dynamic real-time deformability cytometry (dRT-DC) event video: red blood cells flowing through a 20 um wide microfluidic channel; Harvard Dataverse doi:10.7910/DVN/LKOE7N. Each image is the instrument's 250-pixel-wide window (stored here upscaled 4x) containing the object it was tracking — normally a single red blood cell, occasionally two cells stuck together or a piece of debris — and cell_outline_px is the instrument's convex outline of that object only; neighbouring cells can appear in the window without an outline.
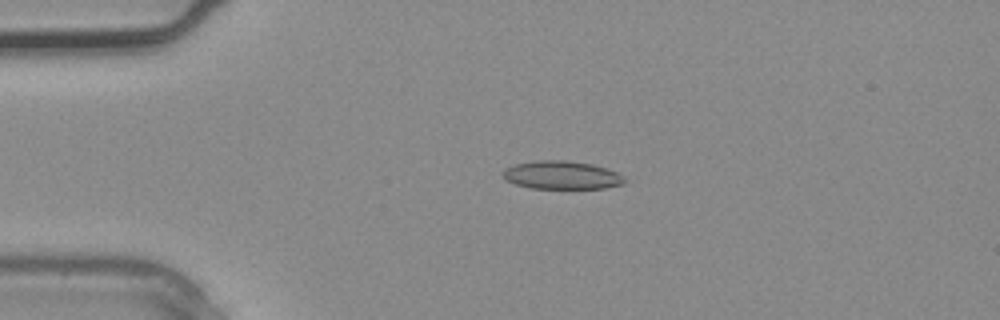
{"species": "common noctule bat (a hibernating species)", "species_latin": "Nyctalus noctula", "temperature_condition": "warm", "stored_images_in_passage": 2, "camera_frame_rate_fps": 3000, "um_per_image_px": 0.085, "animal": {"sex": "male", "body_mass_g": 20.4}, "frame": {"image": 1, "passage_image": 1, "time_ms": 0.0, "image_size_px": [1000, 320], "cell_outline_px": [[628, 180], [624, 184], [604, 188], [532, 188], [516, 184], [504, 180], [504, 168], [516, 164], [536, 160], [564, 160], [592, 164], [616, 172], [624, 176]], "centroid_in_image_um": [47.77, 14.88], "position_along_channel_um": 37.2, "area_um2": 19.94}}